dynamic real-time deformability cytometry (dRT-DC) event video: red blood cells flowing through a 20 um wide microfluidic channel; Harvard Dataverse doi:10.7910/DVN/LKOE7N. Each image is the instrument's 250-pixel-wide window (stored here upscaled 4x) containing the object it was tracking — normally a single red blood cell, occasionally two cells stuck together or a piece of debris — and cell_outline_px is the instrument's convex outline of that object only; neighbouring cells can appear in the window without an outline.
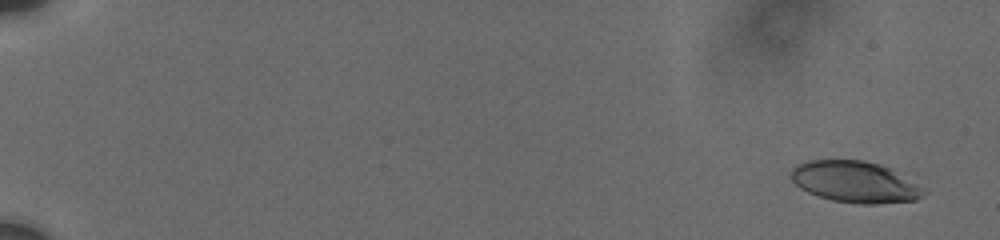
{"species": "human", "species_latin": "Homo sapiens", "temperature_condition": "cold", "stored_images_in_passage": 11, "camera_frame_rate_fps": 3000, "um_per_image_px": 0.085, "donor": {"sex": "male"}, "frame": {"image": 1, "passage_image": 2, "time_ms": 0.667, "image_size_px": [1000, 240], "cell_outline_px": [[928, 192], [924, 196], [916, 200], [876, 204], [860, 204], [832, 200], [808, 192], [800, 188], [792, 180], [792, 168], [808, 160], [864, 160], [880, 164], [892, 168], [928, 188]], "centroid_in_image_um": [72.79, 15.46], "position_along_channel_um": 12.2, "area_um2": 32.37}}